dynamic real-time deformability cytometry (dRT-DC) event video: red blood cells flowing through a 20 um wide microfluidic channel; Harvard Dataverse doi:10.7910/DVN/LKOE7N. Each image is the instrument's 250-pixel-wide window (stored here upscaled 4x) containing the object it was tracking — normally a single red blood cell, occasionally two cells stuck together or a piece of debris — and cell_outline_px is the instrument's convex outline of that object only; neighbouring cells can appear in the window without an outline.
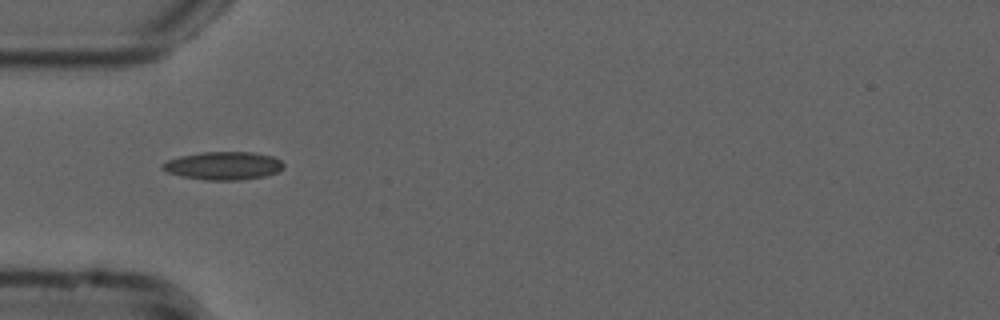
{"species": "common noctule bat (a hibernating species)", "species_latin": "Nyctalus noctula", "temperature_condition": "cold", "stored_images_in_passage": 5, "camera_frame_rate_fps": 3000, "um_per_image_px": 0.085, "animal": {"sex": "male", "forearm_length_mm": 52.5}, "frame": {"image": 1, "passage_image": 1, "time_ms": 0.0, "image_size_px": [1000, 320], "cell_outline_px": [[284, 168], [276, 172], [264, 176], [240, 180], [204, 180], [180, 176], [168, 172], [160, 168], [160, 164], [168, 160], [180, 156], [200, 152], [252, 152], [272, 156], [280, 160], [284, 164]], "centroid_in_image_um": [18.96, 14.08], "position_along_channel_um": 66.0, "area_um2": 19.88}}
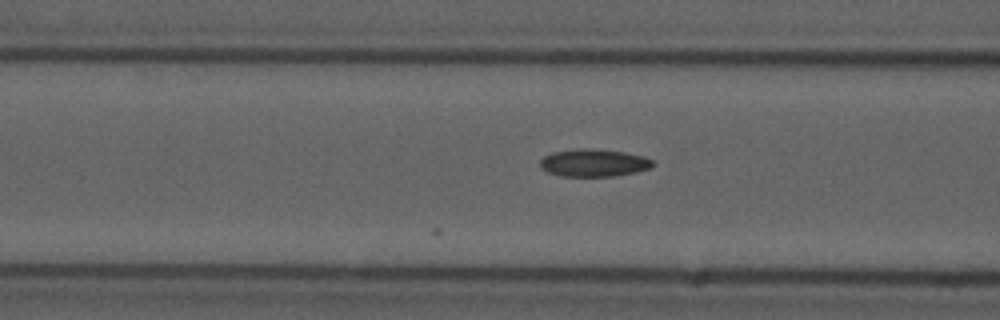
{"frame": {"image": 2, "passage_image": 5, "time_ms": 1.333, "image_size_px": [1000, 320], "cell_outline_px": [[656, 164], [648, 168], [636, 172], [612, 176], [560, 176], [548, 172], [540, 168], [540, 160], [544, 156], [552, 152], [580, 148], [596, 148], [624, 152], [644, 156], [652, 160]], "centroid_in_image_um": [50.46, 13.83], "position_along_channel_um": 116.1, "area_um2": 18.21}}